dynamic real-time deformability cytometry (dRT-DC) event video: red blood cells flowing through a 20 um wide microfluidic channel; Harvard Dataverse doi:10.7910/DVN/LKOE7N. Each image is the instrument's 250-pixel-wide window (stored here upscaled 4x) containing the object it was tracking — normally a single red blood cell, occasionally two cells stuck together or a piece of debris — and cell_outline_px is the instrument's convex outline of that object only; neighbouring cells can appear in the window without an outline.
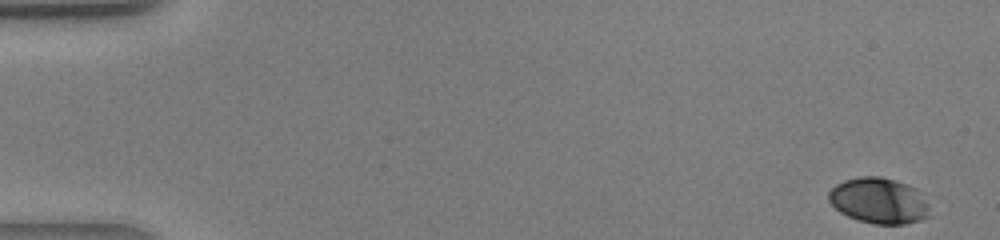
{"species": "human", "species_latin": "Homo sapiens", "temperature_condition": "warm", "stored_images_in_passage": 41, "camera_frame_rate_fps": 3000, "um_per_image_px": 0.085, "donor": {"sex": "male"}, "frame": {"image": 1, "passage_image": 1, "time_ms": 0.0, "image_size_px": [1000, 240], "cell_outline_px": [[928, 216], [920, 220], [904, 224], [876, 224], [860, 220], [848, 216], [840, 212], [828, 200], [828, 192], [836, 184], [844, 180], [860, 176], [880, 176], [916, 188], [924, 192], [928, 204]], "centroid_in_image_um": [74.72, 17.05], "position_along_channel_um": 10.3, "area_um2": 26.93}}
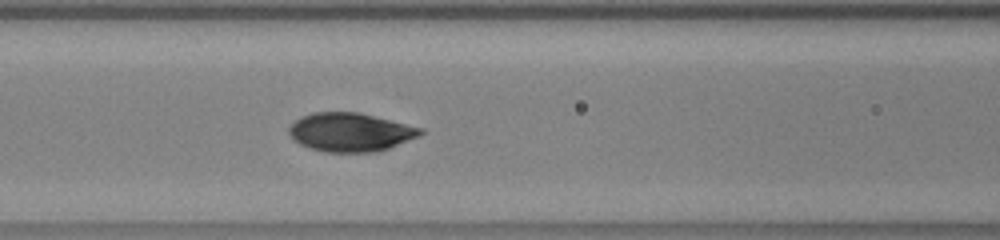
{"frame": {"image": 2, "passage_image": 18, "time_ms": 5.667, "image_size_px": [1000, 240], "cell_outline_px": [[424, 132], [420, 136], [388, 148], [376, 152], [324, 152], [308, 148], [292, 140], [288, 132], [288, 128], [296, 120], [304, 116], [316, 112], [356, 112], [424, 128]], "centroid_in_image_um": [29.77, 11.25], "position_along_channel_um": 136.8, "area_um2": 29.54}}
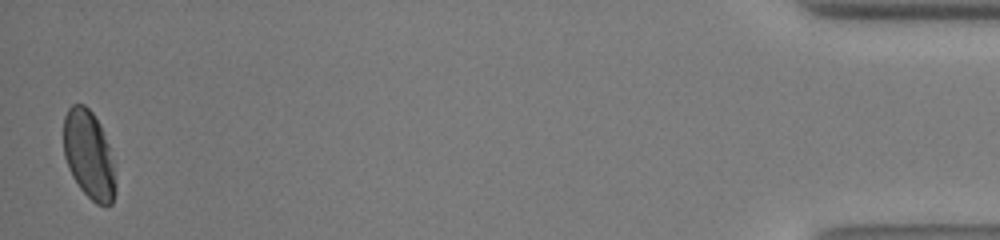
{"frame": {"image": 3, "passage_image": 41, "time_ms": 13.333, "image_size_px": [1000, 240], "cell_outline_px": [[116, 188], [112, 204], [104, 208], [96, 204], [80, 188], [72, 176], [68, 168], [64, 156], [64, 116], [68, 108], [72, 104], [84, 104], [92, 112], [100, 124], [108, 144], [112, 160], [116, 184]], "centroid_in_image_um": [7.55, 13.18], "position_along_channel_um": 427.6, "area_um2": 26.82}}